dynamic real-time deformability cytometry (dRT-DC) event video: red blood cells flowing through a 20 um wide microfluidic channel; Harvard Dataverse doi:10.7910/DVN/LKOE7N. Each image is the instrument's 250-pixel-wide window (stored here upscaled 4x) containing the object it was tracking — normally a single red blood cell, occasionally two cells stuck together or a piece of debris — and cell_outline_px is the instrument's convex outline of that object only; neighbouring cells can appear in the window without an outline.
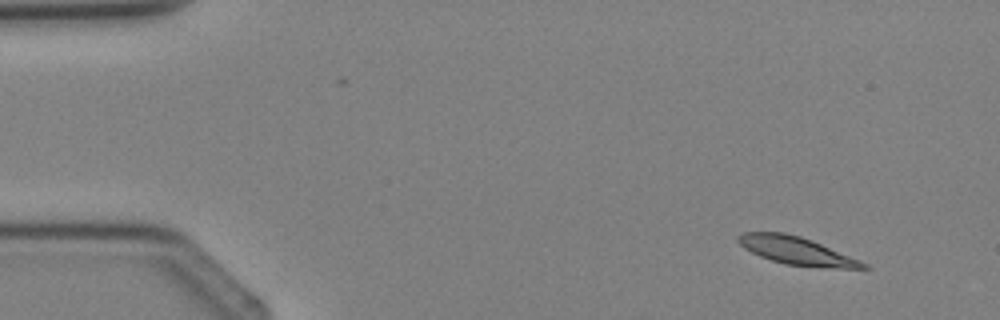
{"species": "Egyptian fruit bat (a non-hibernating species)", "species_latin": "Rousettus aegyptiacus", "temperature_condition": "cold", "stored_images_in_passage": 3, "camera_frame_rate_fps": 3000, "um_per_image_px": 0.085, "animal": {"sex": "female"}, "frame": {"image": 1, "passage_image": 1, "time_ms": 0.0, "image_size_px": [1000, 320], "cell_outline_px": [[872, 268], [836, 268], [784, 264], [760, 256], [744, 248], [736, 240], [736, 236], [744, 232], [784, 232], [800, 236], [812, 240], [860, 260], [868, 264]], "centroid_in_image_um": [67.7, 21.3], "position_along_channel_um": 17.3, "area_um2": 20.17}}
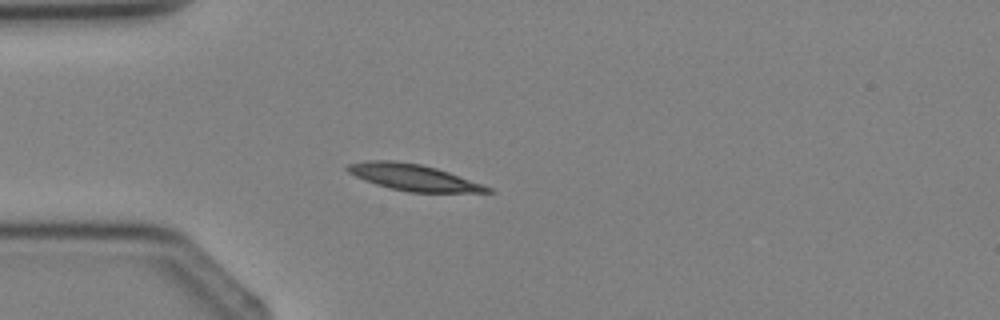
{"frame": {"image": 2, "passage_image": 3, "time_ms": 2.333, "image_size_px": [1000, 320], "cell_outline_px": [[496, 192], [408, 192], [376, 184], [364, 180], [348, 172], [344, 168], [348, 164], [364, 160], [396, 160], [420, 164], [436, 168], [484, 184], [492, 188]], "centroid_in_image_um": [35.13, 15.06], "position_along_channel_um": 49.9, "area_um2": 21.5}}